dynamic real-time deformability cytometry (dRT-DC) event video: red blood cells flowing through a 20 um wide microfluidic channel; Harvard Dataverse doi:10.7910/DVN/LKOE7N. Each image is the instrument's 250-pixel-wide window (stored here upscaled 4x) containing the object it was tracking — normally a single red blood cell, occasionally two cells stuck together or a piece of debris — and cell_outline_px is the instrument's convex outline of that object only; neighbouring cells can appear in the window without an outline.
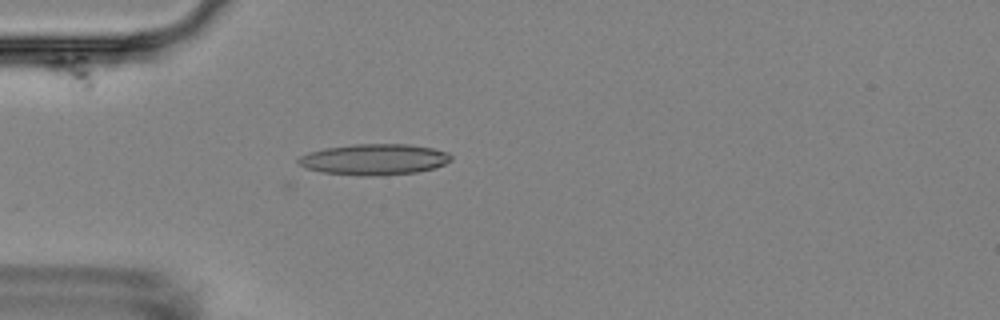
{"species": "Egyptian fruit bat (a non-hibernating species)", "species_latin": "Rousettus aegyptiacus", "temperature_condition": "room temperature", "stored_images_in_passage": 40, "camera_frame_rate_fps": 3000, "um_per_image_px": 0.085, "animal": {"sex": "female"}, "frame": {"image": 1, "passage_image": 1, "time_ms": 0.0, "image_size_px": [1000, 320], "cell_outline_px": [[452, 160], [436, 168], [416, 172], [376, 176], [360, 176], [320, 172], [304, 168], [296, 160], [300, 156], [308, 152], [324, 148], [352, 144], [408, 144], [432, 148], [448, 152], [452, 156]], "centroid_in_image_um": [31.79, 13.55], "position_along_channel_um": 53.2, "area_um2": 27.86}}
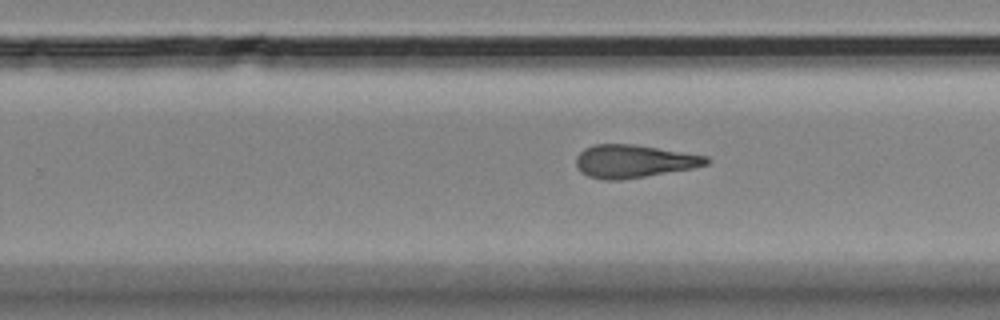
{"frame": {"image": 2, "passage_image": 20, "time_ms": 6.333, "image_size_px": [1000, 320], "cell_outline_px": [[708, 164], [692, 168], [620, 180], [604, 180], [588, 176], [580, 172], [576, 164], [576, 156], [584, 148], [596, 144], [636, 144], [708, 156]], "centroid_in_image_um": [53.84, 13.7], "position_along_channel_um": 276.0, "area_um2": 24.91}}
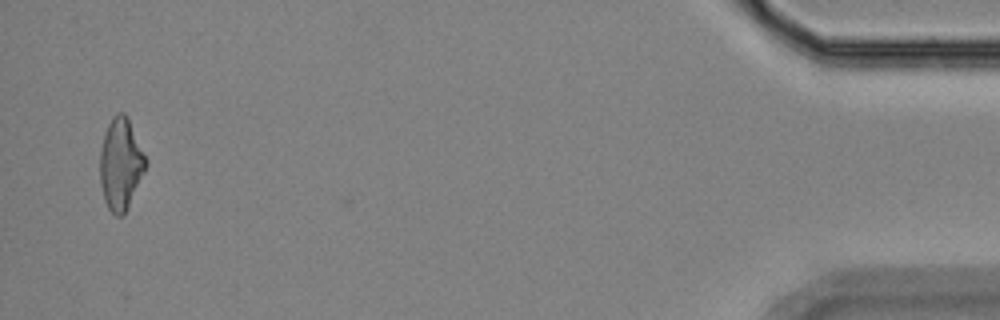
{"frame": {"image": 3, "passage_image": 39, "time_ms": 12.667, "image_size_px": [1000, 320], "cell_outline_px": [[148, 164], [124, 216], [116, 216], [108, 208], [104, 200], [100, 184], [100, 152], [104, 132], [112, 116], [116, 112], [124, 112], [128, 116], [148, 160]], "centroid_in_image_um": [10.27, 13.91], "position_along_channel_um": 424.9, "area_um2": 24.85}, "authors_computed_cell_mechanics": {"area_um2": 24.9118, "velocity_mm_per_s": 3.6325, "shape_relaxation_time_tau1_ms": null, "shape_relaxation_time_tau2_ms": 2.3524, "deformation_change_tau1": null, "deformation_change_tau2": 0.1151}}